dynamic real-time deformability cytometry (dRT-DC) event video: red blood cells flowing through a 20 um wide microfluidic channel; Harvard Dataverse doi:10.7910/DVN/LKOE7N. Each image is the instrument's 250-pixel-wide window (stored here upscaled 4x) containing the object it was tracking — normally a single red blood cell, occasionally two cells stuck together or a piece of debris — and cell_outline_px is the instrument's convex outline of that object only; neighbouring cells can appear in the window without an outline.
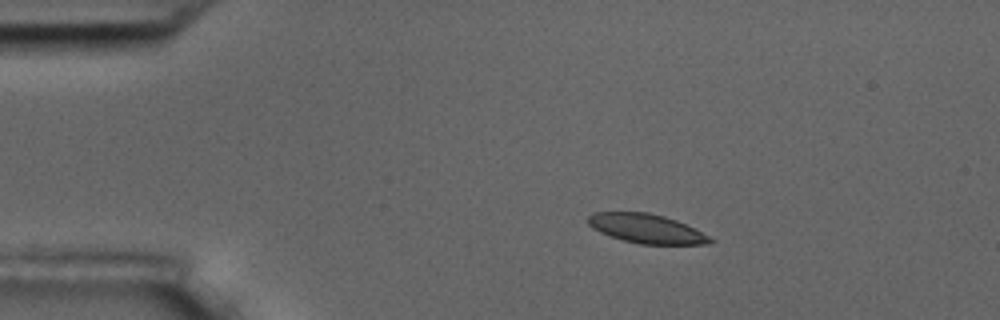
{"species": "common noctule bat (a hibernating species)", "species_latin": "Nyctalus noctula", "temperature_condition": "room temperature", "stored_images_in_passage": 4, "camera_frame_rate_fps": 3000, "um_per_image_px": 0.085, "animal": {"sex": "male", "body_mass_g": 17.5, "forearm_length_mm": 52.3}, "frame": {"image": 1, "passage_image": 1, "time_ms": 0.0, "image_size_px": [1000, 320], "cell_outline_px": [[716, 240], [708, 244], [640, 244], [624, 240], [600, 232], [592, 228], [588, 224], [588, 216], [596, 212], [648, 212], [664, 216], [676, 220]], "centroid_in_image_um": [54.93, 19.43], "position_along_channel_um": 30.1, "area_um2": 20.46}}
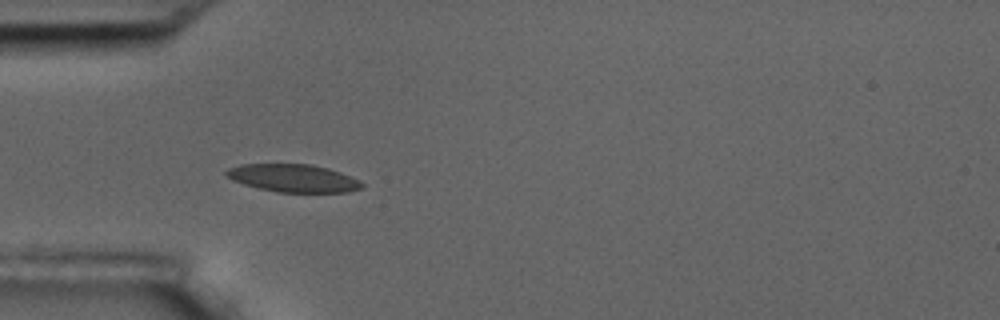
{"frame": {"image": 2, "passage_image": 3, "time_ms": 2.333, "image_size_px": [1000, 320], "cell_outline_px": [[364, 188], [348, 192], [276, 192], [244, 184], [232, 180], [224, 176], [224, 172], [228, 168], [240, 164], [312, 164], [328, 168], [340, 172], [360, 180], [364, 184]], "centroid_in_image_um": [24.93, 15.14], "position_along_channel_um": 60.1, "area_um2": 22.14}}